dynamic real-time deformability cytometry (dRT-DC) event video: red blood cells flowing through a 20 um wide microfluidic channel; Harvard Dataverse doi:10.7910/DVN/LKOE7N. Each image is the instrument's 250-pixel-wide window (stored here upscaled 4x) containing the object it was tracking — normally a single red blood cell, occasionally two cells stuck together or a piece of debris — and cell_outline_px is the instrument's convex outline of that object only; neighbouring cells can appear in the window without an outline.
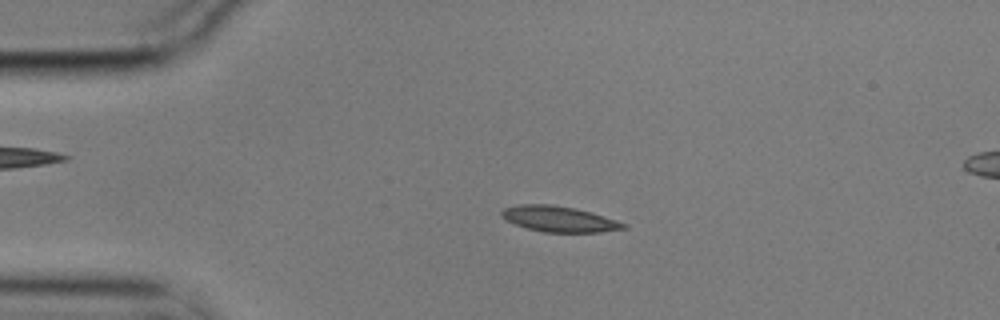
{"species": "common noctule bat (a hibernating species)", "species_latin": "Nyctalus noctula", "temperature_condition": "cold", "stored_images_in_passage": 5, "segment_of_instrument_passage": [1, 2], "camera_frame_rate_fps": 3000, "um_per_image_px": 0.085, "animal": {"sex": "male", "body_mass_g": 17.9}, "frame": {"image": 1, "passage_image": 3, "time_ms": 0.667, "image_size_px": [1000, 320], "cell_outline_px": [[628, 228], [600, 232], [544, 232], [528, 228], [504, 220], [500, 216], [500, 212], [504, 208], [520, 204], [552, 204], [576, 208], [592, 212], [628, 224]], "centroid_in_image_um": [47.52, 18.61], "position_along_channel_um": 37.5, "area_um2": 18.38}}